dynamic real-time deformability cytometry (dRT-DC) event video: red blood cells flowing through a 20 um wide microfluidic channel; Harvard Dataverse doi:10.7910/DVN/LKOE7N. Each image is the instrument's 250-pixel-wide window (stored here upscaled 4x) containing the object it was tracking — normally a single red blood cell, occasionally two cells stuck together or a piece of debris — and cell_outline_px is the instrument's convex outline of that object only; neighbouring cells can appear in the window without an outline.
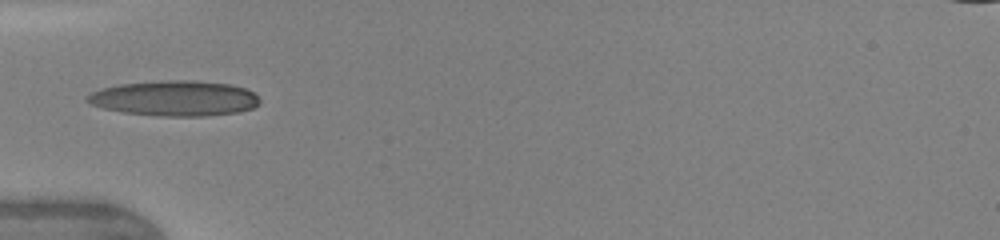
{"species": "human", "species_latin": "Homo sapiens", "temperature_condition": "warm", "stored_images_in_passage": 2, "camera_frame_rate_fps": 3000, "um_per_image_px": 0.085, "donor": {"sex": "female"}, "frame": {"image": 1, "passage_image": 1, "time_ms": 0.0, "image_size_px": [1000, 240], "cell_outline_px": [[260, 104], [252, 108], [236, 112], [204, 116], [160, 116], [124, 112], [104, 108], [88, 104], [84, 100], [84, 96], [92, 92], [104, 88], [120, 84], [160, 80], [196, 80], [232, 84], [244, 88], [252, 92], [260, 100]], "centroid_in_image_um": [14.82, 8.35], "position_along_channel_um": 70.2, "area_um2": 35.6}}